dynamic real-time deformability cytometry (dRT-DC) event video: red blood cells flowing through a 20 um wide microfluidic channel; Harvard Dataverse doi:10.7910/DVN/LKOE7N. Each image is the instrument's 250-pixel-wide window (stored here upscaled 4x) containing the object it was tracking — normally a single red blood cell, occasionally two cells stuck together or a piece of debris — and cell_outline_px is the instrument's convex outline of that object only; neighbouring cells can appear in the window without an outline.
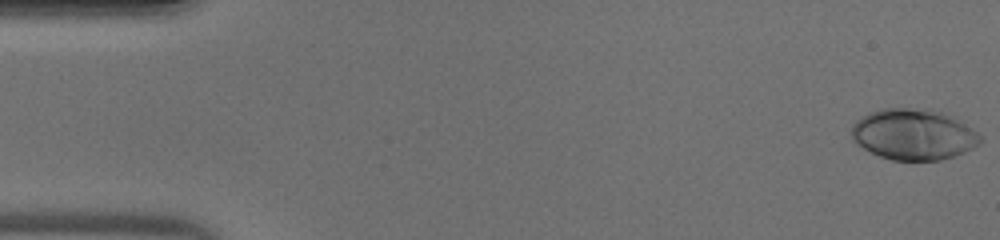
{"species": "human", "species_latin": "Homo sapiens", "temperature_condition": "warm", "stored_images_in_passage": 46, "camera_frame_rate_fps": 3000, "um_per_image_px": 0.085, "donor": {"sex": "male"}, "frame": {"image": 1, "passage_image": 1, "time_ms": 0.0, "image_size_px": [1000, 240], "cell_outline_px": [[984, 140], [980, 144], [956, 156], [940, 160], [892, 160], [880, 156], [856, 144], [852, 140], [852, 124], [856, 120], [880, 108], [932, 108], [956, 116], [972, 128]], "centroid_in_image_um": [77.69, 11.41], "position_along_channel_um": 7.3, "area_um2": 38.67}}
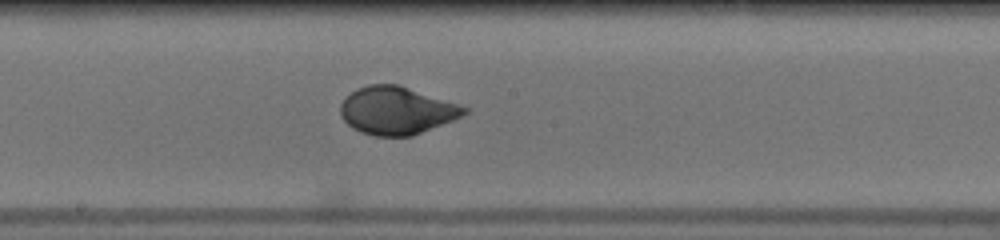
{"frame": {"image": 2, "passage_image": 25, "time_ms": 8.0, "image_size_px": [1000, 240], "cell_outline_px": [[468, 112], [452, 120], [412, 136], [376, 136], [360, 132], [352, 128], [340, 116], [340, 104], [344, 96], [356, 88], [368, 84], [400, 84], [468, 108]], "centroid_in_image_um": [33.64, 9.38], "position_along_channel_um": 214.6, "area_um2": 34.45}}
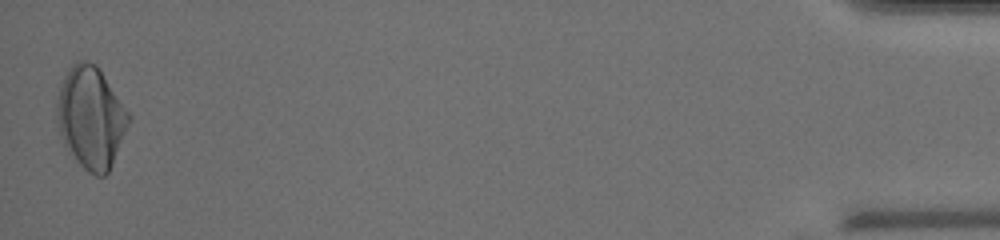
{"frame": {"image": 3, "passage_image": 46, "time_ms": 15.0, "image_size_px": [1000, 240], "cell_outline_px": [[132, 120], [112, 164], [108, 172], [104, 176], [96, 176], [88, 172], [76, 160], [64, 144], [60, 136], [56, 116], [56, 100], [64, 76], [68, 68], [76, 60], [84, 60], [96, 64], [100, 68], [132, 116]], "centroid_in_image_um": [7.74, 9.97], "position_along_channel_um": 427.5, "area_um2": 43.0}}